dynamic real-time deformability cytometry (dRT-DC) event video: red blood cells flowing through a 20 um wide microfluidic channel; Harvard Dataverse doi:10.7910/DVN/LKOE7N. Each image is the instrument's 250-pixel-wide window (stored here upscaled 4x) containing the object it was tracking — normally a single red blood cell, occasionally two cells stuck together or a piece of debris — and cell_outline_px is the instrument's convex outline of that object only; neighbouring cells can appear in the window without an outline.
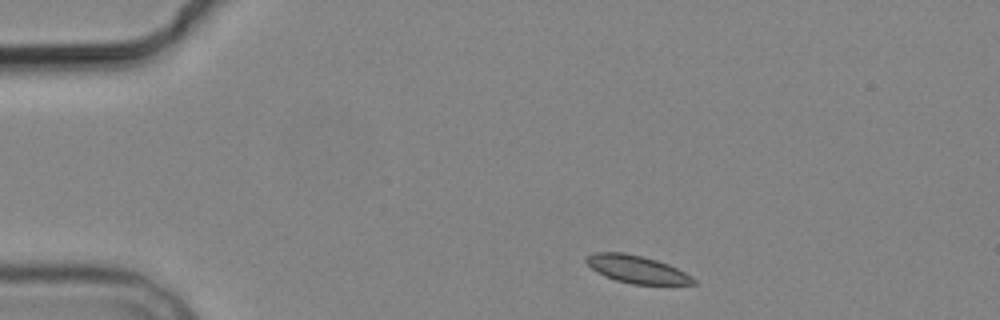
{"species": "common noctule bat (a hibernating species)", "species_latin": "Nyctalus noctula", "temperature_condition": "cold", "stored_images_in_passage": 2, "camera_frame_rate_fps": 3000, "um_per_image_px": 0.085, "animal": {"sex": "male", "body_mass_g": 19.2, "forearm_length_mm": 51.8}, "frame": {"image": 1, "passage_image": 1, "time_ms": 0.0, "image_size_px": [1000, 320], "cell_outline_px": [[696, 284], [632, 284], [616, 280], [604, 276], [592, 268], [584, 260], [588, 256], [596, 252], [624, 252], [644, 256], [668, 264], [692, 276], [696, 280]], "centroid_in_image_um": [54.13, 22.88], "position_along_channel_um": 30.9, "area_um2": 17.11}}